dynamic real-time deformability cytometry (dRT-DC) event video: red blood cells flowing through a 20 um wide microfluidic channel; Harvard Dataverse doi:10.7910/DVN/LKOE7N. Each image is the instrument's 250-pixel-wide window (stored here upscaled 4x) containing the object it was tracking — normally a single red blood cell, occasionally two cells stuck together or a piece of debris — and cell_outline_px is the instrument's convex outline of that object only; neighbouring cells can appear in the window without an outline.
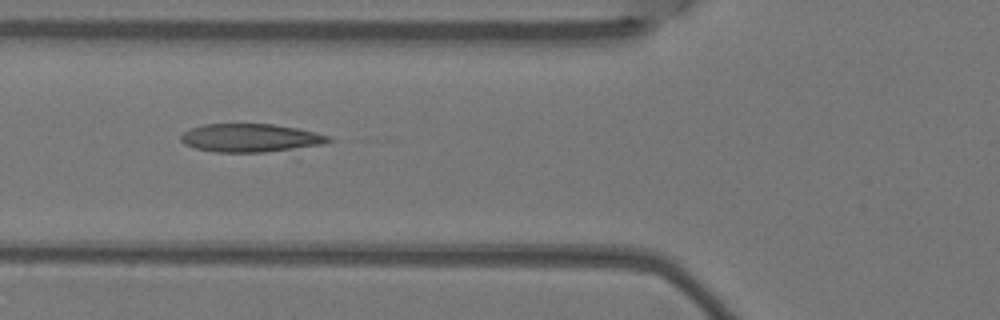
{"species": "Egyptian fruit bat (a non-hibernating species)", "species_latin": "Rousettus aegyptiacus", "temperature_condition": "warm", "stored_images_in_passage": 6, "camera_frame_rate_fps": 3000, "um_per_image_px": 0.085, "animal": {"sex": "female"}, "frame": {"image": 1, "passage_image": 5, "time_ms": 1.333, "image_size_px": [1000, 320], "cell_outline_px": [[332, 140], [324, 144], [264, 152], [216, 152], [196, 148], [184, 144], [180, 140], [180, 136], [184, 132], [192, 128], [204, 124], [272, 124], [296, 128], [328, 136]], "centroid_in_image_um": [21.24, 11.72], "position_along_channel_um": 104.6, "area_um2": 23.93}}
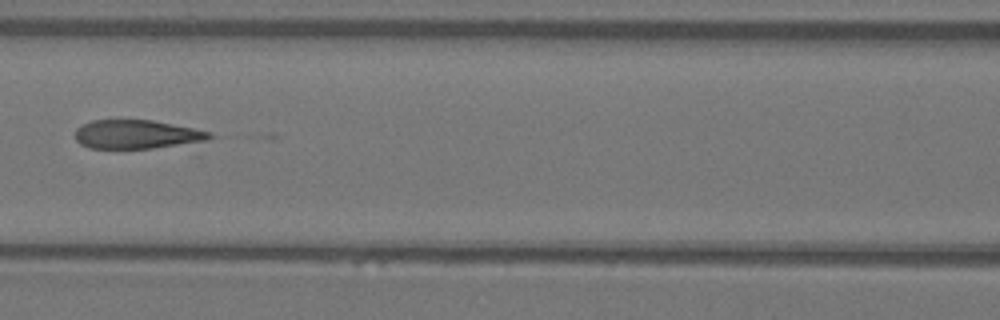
{"frame": {"image": 2, "passage_image": 6, "time_ms": 1.667, "image_size_px": [1000, 320], "cell_outline_px": [[216, 136], [208, 140], [152, 148], [88, 148], [80, 144], [76, 140], [76, 128], [92, 120], [152, 120], [212, 132]], "centroid_in_image_um": [11.63, 11.42], "position_along_channel_um": 155.0, "area_um2": 22.37}}